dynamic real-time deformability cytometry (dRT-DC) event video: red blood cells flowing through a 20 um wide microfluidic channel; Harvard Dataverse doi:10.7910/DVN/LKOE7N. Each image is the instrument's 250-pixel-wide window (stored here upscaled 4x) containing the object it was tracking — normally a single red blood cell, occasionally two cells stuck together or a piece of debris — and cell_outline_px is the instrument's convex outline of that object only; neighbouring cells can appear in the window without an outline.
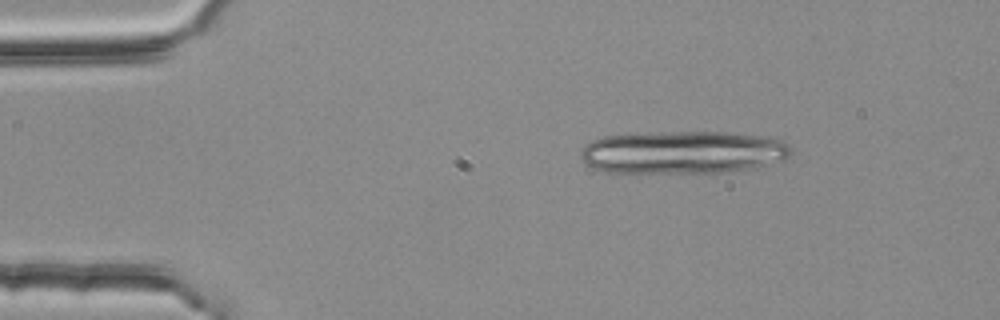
{"species": "common noctule bat (a hibernating species)", "species_latin": "Nyctalus noctula", "temperature_condition": "room temperature", "stored_images_in_passage": 4, "camera_frame_rate_fps": 3000, "um_per_image_px": 0.085, "animal": {"sex": "female", "body_mass_g": 25.1}, "frame": {"image": 1, "passage_image": 1, "time_ms": 0.0, "image_size_px": [1000, 320], "cell_outline_px": [[792, 152], [784, 160], [752, 168], [724, 172], [604, 172], [584, 164], [580, 156], [580, 152], [592, 140], [604, 136], [660, 132], [724, 132], [760, 136], [780, 140], [788, 144], [792, 148]], "centroid_in_image_um": [58.04, 12.94], "position_along_channel_um": 27.0, "area_um2": 52.25}}